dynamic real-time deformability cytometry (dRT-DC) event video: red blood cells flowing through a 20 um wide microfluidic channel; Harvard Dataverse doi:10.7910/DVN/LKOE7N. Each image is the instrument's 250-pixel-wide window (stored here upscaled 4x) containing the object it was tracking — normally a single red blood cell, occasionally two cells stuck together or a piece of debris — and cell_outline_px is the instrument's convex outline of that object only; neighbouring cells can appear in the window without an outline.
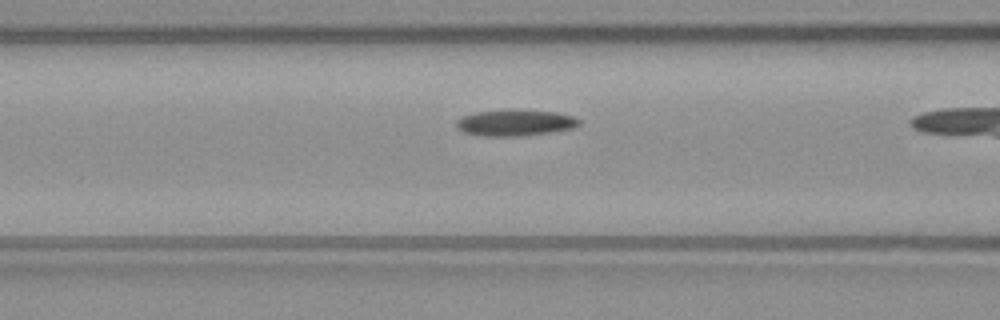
{"species": "common noctule bat (a hibernating species)", "species_latin": "Nyctalus noctula", "temperature_condition": "warm", "stored_images_in_passage": 33, "camera_frame_rate_fps": 3000, "um_per_image_px": 0.085, "animal": {"sex": "male", "body_mass_g": 23.1, "forearm_length_mm": 52.7}, "frame": {"image": 1, "passage_image": 15, "time_ms": 4.667, "image_size_px": [1000, 320], "cell_outline_px": [[580, 124], [576, 128], [520, 136], [484, 136], [464, 132], [456, 128], [456, 120], [464, 116], [476, 112], [556, 112], [572, 116], [580, 120]], "centroid_in_image_um": [43.79, 10.48], "position_along_channel_um": 122.8, "area_um2": 17.86}}